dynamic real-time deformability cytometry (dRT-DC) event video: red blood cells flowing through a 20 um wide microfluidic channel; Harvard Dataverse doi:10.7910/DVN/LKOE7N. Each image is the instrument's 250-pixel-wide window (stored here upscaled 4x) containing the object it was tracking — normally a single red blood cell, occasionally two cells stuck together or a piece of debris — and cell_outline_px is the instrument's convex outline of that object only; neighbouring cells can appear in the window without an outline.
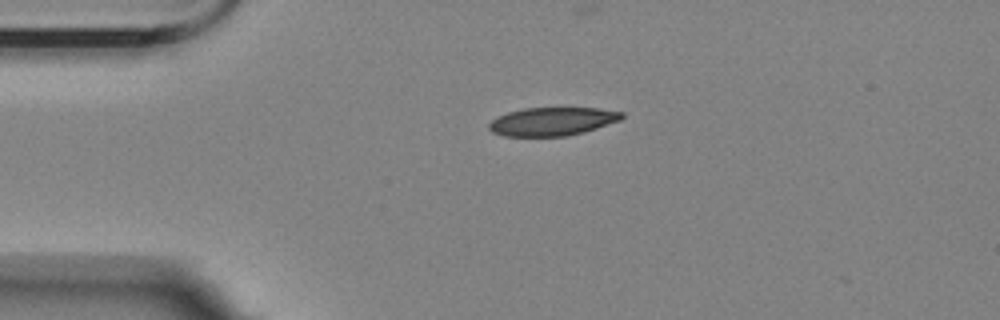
{"species": "Egyptian fruit bat (a non-hibernating species)", "species_latin": "Rousettus aegyptiacus", "temperature_condition": "room temperature", "stored_images_in_passage": 3, "camera_frame_rate_fps": 3000, "um_per_image_px": 0.085, "animal": {"sex": "female"}, "frame": {"image": 1, "passage_image": 1, "time_ms": 0.0, "image_size_px": [1000, 320], "cell_outline_px": [[624, 116], [620, 120], [584, 132], [564, 136], [504, 136], [492, 132], [488, 128], [488, 124], [496, 116], [508, 112], [524, 108], [596, 108], [624, 112]], "centroid_in_image_um": [46.92, 10.32], "position_along_channel_um": 38.1, "area_um2": 21.91}}